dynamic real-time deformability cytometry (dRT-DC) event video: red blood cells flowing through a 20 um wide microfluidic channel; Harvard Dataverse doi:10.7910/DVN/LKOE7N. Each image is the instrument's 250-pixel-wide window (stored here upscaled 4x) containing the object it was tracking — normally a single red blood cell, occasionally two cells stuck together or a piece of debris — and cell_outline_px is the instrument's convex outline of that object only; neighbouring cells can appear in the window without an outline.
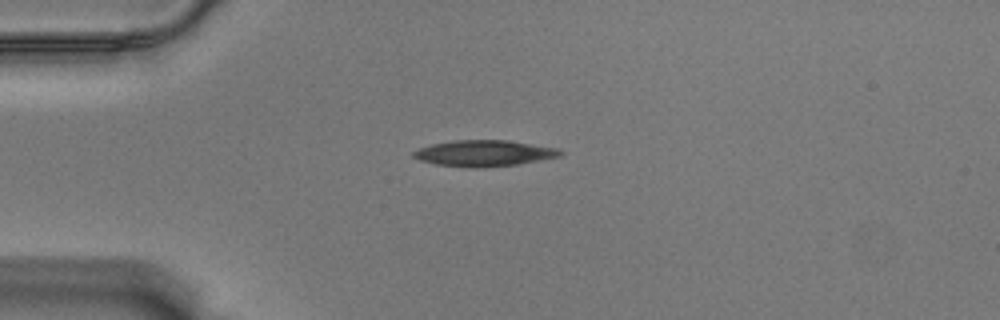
{"species": "Egyptian fruit bat (a non-hibernating species)", "species_latin": "Rousettus aegyptiacus", "temperature_condition": "warm", "stored_images_in_passage": 43, "camera_frame_rate_fps": 3000, "um_per_image_px": 0.085, "animal": {"sex": "male"}, "frame": {"image": 1, "passage_image": 1, "time_ms": 0.0, "image_size_px": [1000, 320], "cell_outline_px": [[564, 152], [560, 156], [516, 164], [472, 168], [436, 164], [420, 160], [412, 156], [412, 152], [420, 148], [432, 144], [452, 140], [508, 140], [560, 148]], "centroid_in_image_um": [41.15, 13.01], "position_along_channel_um": 43.8, "area_um2": 22.2}}
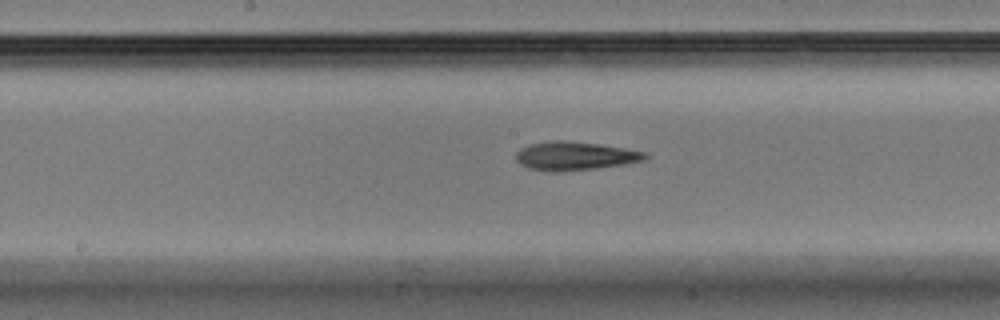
{"frame": {"image": 2, "passage_image": 16, "time_ms": 5.0, "image_size_px": [1000, 320], "cell_outline_px": [[648, 156], [644, 160], [624, 164], [596, 168], [560, 172], [552, 172], [528, 168], [520, 164], [516, 160], [516, 152], [520, 148], [528, 144], [552, 140], [564, 140], [600, 144], [624, 148], [644, 152]], "centroid_in_image_um": [48.81, 13.25], "position_along_channel_um": 199.4, "area_um2": 21.56}}
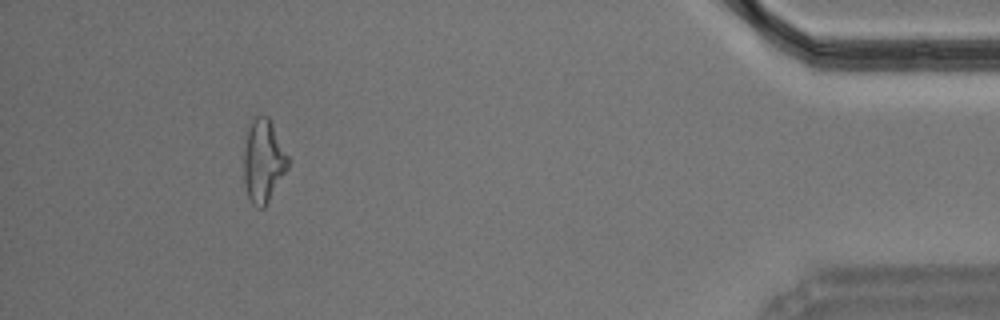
{"frame": {"image": 3, "passage_image": 39, "time_ms": 12.667, "image_size_px": [1000, 320], "cell_outline_px": [[288, 168], [264, 208], [260, 208], [252, 204], [248, 196], [244, 180], [244, 148], [248, 128], [252, 120], [256, 116], [268, 116], [288, 156]], "centroid_in_image_um": [22.37, 13.69], "position_along_channel_um": 412.8, "area_um2": 21.04}, "authors_computed_cell_mechanics": {"area_um2": 20.808, "velocity_mm_per_s": 3.5426, "shape_relaxation_time_tau1_ms": null, "shape_relaxation_time_tau2_ms": 6.3003, "deformation_change_tau1": null, "deformation_change_tau2": 0.1968}}